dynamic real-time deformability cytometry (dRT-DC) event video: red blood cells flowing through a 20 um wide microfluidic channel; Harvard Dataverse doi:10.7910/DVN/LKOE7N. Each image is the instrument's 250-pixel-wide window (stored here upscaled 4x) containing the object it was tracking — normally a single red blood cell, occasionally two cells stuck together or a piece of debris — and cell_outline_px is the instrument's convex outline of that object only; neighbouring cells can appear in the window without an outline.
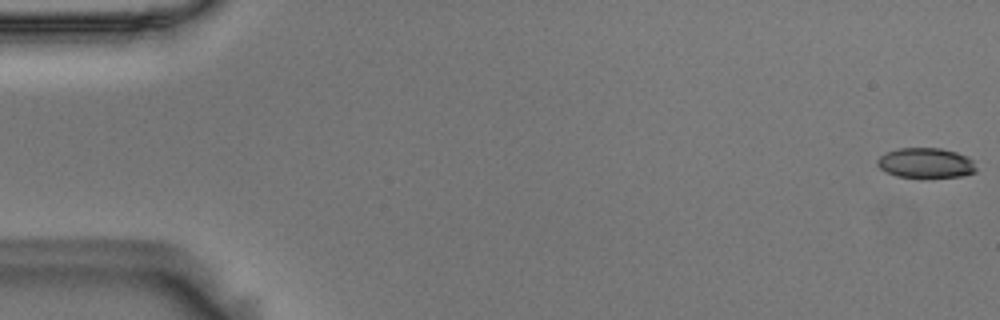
{"species": "Egyptian fruit bat (a non-hibernating species)", "species_latin": "Rousettus aegyptiacus", "temperature_condition": "room temperature", "stored_images_in_passage": 56, "camera_frame_rate_fps": 3000, "um_per_image_px": 0.085, "animal": {"sex": "male"}, "frame": {"image": 1, "passage_image": 1, "time_ms": 0.0, "image_size_px": [1000, 320], "cell_outline_px": [[976, 172], [960, 176], [924, 180], [896, 176], [880, 168], [876, 164], [876, 160], [880, 156], [896, 148], [940, 148], [956, 152], [968, 156], [972, 160], [976, 168]], "centroid_in_image_um": [78.69, 13.89], "position_along_channel_um": 6.3, "area_um2": 17.92}}
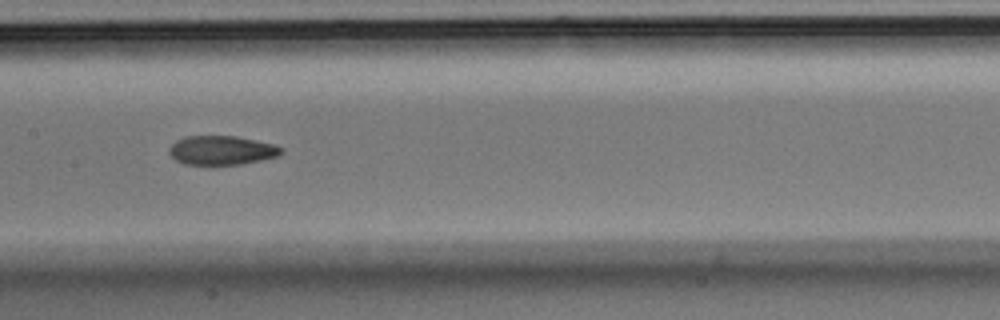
{"frame": {"image": 2, "passage_image": 28, "time_ms": 9.0, "image_size_px": [1000, 320], "cell_outline_px": [[284, 152], [276, 156], [260, 160], [240, 164], [184, 164], [176, 160], [168, 152], [168, 148], [176, 140], [184, 136], [236, 136], [256, 140], [272, 144], [284, 148]], "centroid_in_image_um": [18.82, 12.76], "position_along_channel_um": 188.6, "area_um2": 18.9}}
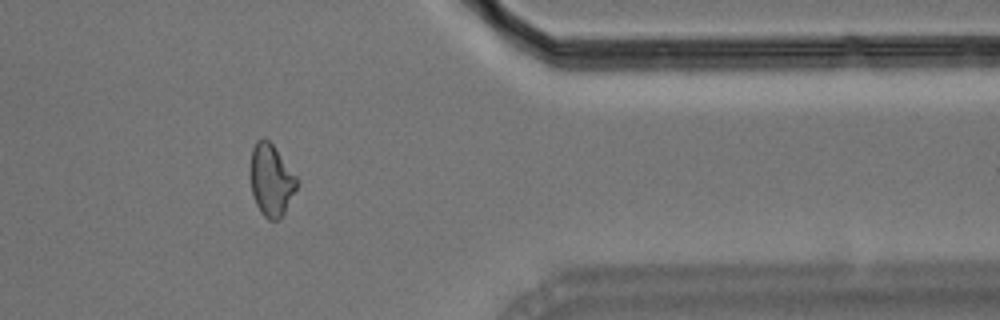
{"frame": {"image": 3, "passage_image": 46, "time_ms": 15.0, "image_size_px": [1000, 320], "cell_outline_px": [[300, 184], [280, 220], [268, 220], [260, 212], [252, 196], [248, 172], [252, 148], [256, 140], [264, 136], [272, 144], [300, 180]], "centroid_in_image_um": [23.03, 15.31], "position_along_channel_um": 388.4, "area_um2": 20.23}, "authors_computed_cell_mechanics": {"area_um2": 19.4786, "velocity_mm_per_s": 3.6293, "shape_relaxation_time_tau1_ms": 9.5852, "shape_relaxation_time_tau2_ms": 3.7075, "deformation_change_tau1": 0.1978, "deformation_change_tau2": 0.0972}}